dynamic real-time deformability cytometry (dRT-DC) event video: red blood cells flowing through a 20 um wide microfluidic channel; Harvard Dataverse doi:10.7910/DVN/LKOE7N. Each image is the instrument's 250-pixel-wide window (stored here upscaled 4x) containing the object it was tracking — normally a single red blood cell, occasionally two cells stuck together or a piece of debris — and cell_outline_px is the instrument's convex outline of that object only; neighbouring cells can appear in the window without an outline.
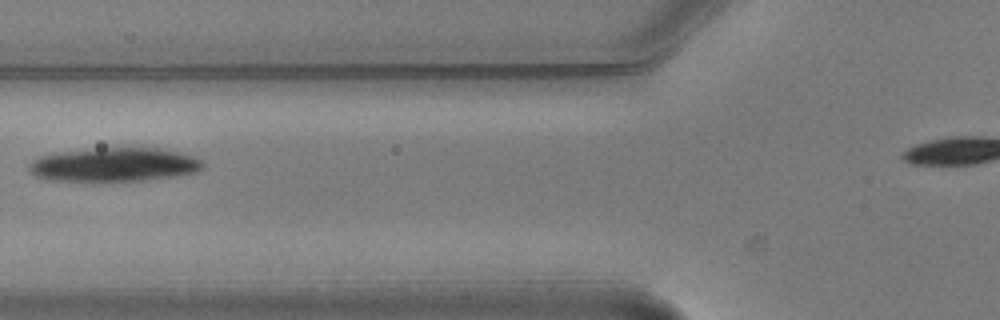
{"species": "common noctule bat (a hibernating species)", "species_latin": "Nyctalus noctula", "temperature_condition": "warm", "stored_images_in_passage": 4, "camera_frame_rate_fps": 3000, "um_per_image_px": 0.085, "animal": {"sex": "male", "body_mass_g": 20.5, "forearm_length_mm": 52.5}, "frame": {"image": 1, "passage_image": 3, "time_ms": 0.667, "image_size_px": [1000, 320], "cell_outline_px": [[204, 168], [196, 172], [176, 176], [144, 180], [48, 180], [36, 176], [28, 172], [28, 164], [32, 160], [40, 156], [56, 152], [96, 148], [156, 148], [196, 156], [204, 164]], "centroid_in_image_um": [9.68, 13.99], "position_along_channel_um": 116.1, "area_um2": 34.16}}